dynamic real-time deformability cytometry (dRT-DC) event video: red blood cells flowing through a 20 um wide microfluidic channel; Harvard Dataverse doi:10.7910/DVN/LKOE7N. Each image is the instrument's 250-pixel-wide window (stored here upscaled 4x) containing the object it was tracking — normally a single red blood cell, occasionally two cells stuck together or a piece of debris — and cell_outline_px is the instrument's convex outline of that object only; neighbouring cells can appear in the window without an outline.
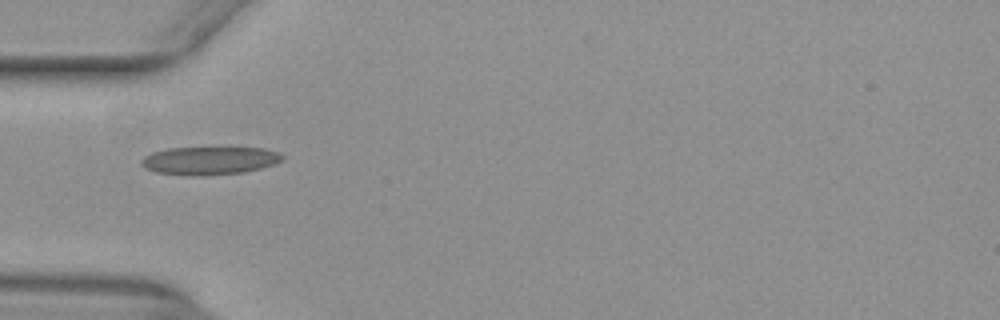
{"species": "common noctule bat (a hibernating species)", "species_latin": "Nyctalus noctula", "temperature_condition": "warm", "stored_images_in_passage": 30, "camera_frame_rate_fps": 3000, "um_per_image_px": 0.085, "animal": {"sex": "female", "body_mass_g": 29.2, "forearm_length_mm": 56.3}, "frame": {"image": 1, "passage_image": 1, "time_ms": 0.0, "image_size_px": [1000, 320], "cell_outline_px": [[284, 160], [260, 168], [244, 172], [196, 176], [188, 176], [156, 172], [144, 168], [140, 164], [140, 160], [144, 156], [152, 152], [168, 148], [228, 144], [264, 148], [280, 152], [284, 156]], "centroid_in_image_um": [17.83, 13.58], "position_along_channel_um": 67.2, "area_um2": 24.51}}
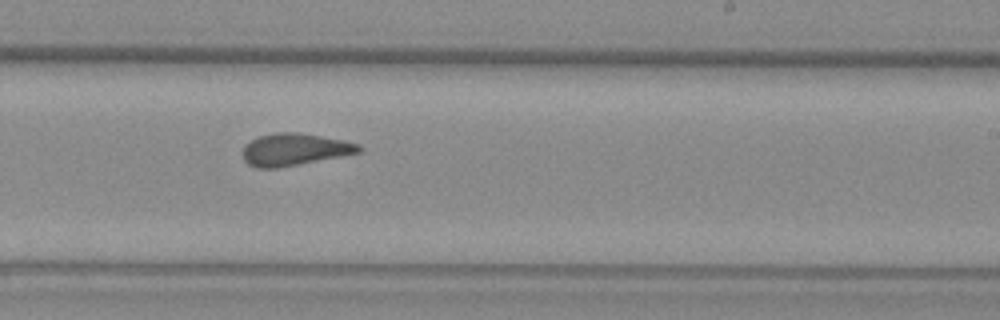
{"frame": {"image": 2, "passage_image": 16, "time_ms": 5.0, "image_size_px": [1000, 320], "cell_outline_px": [[364, 148], [360, 152], [340, 156], [276, 168], [256, 168], [248, 164], [244, 160], [244, 144], [260, 136], [276, 132], [296, 132], [344, 140], [360, 144]], "centroid_in_image_um": [25.04, 12.7], "position_along_channel_um": 264.0, "area_um2": 21.5}}
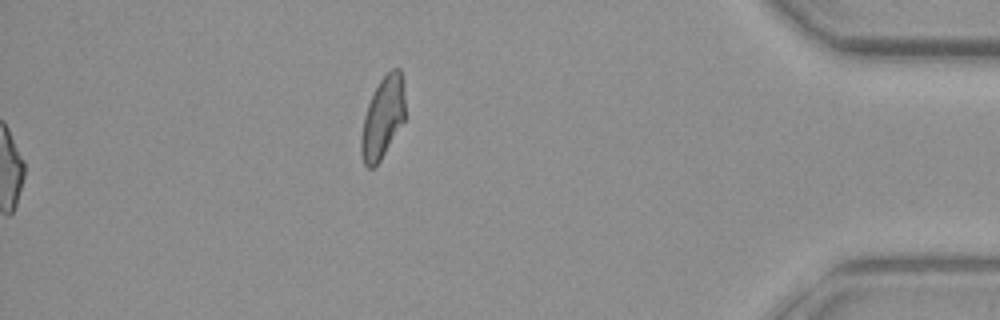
{"frame": {"image": 3, "passage_image": 30, "time_ms": 9.667, "image_size_px": [1000, 320], "cell_outline_px": [[404, 120], [380, 160], [372, 168], [368, 168], [364, 164], [360, 152], [360, 136], [364, 116], [368, 104], [380, 80], [392, 68], [400, 68], [404, 96]], "centroid_in_image_um": [32.5, 10.02], "position_along_channel_um": 402.7, "area_um2": 20.46}, "authors_computed_cell_mechanics": {"area_um2": 21.6172, "velocity_mm_per_s": 3.9407, "shape_relaxation_time_tau1_ms": null, "shape_relaxation_time_tau2_ms": 1.4747, "deformation_change_tau1": null, "deformation_change_tau2": 0.0749}}